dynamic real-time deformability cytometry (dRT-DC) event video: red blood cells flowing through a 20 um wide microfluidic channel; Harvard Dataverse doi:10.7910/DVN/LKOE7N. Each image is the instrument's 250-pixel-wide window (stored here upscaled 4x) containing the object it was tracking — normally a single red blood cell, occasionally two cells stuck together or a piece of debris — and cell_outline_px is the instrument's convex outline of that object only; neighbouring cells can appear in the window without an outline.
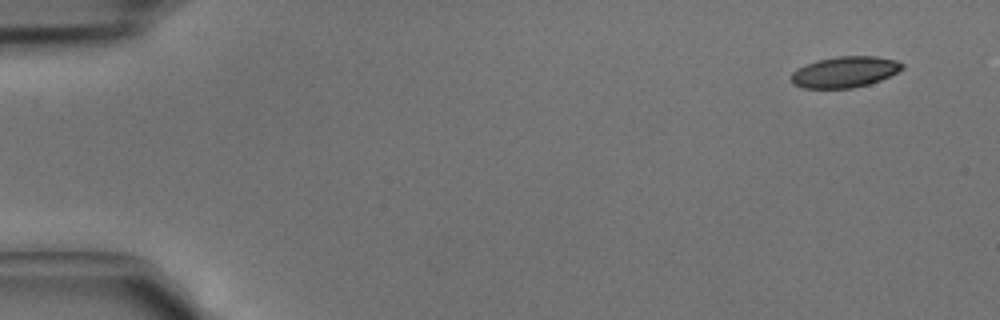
{"species": "common noctule bat (a hibernating species)", "species_latin": "Nyctalus noctula", "temperature_condition": "cold", "stored_images_in_passage": 5, "camera_frame_rate_fps": 3000, "um_per_image_px": 0.085, "animal": {"sex": "male", "body_mass_g": 15.6}, "frame": {"image": 1, "passage_image": 1, "time_ms": 0.0, "image_size_px": [1000, 320], "cell_outline_px": [[904, 68], [880, 80], [868, 84], [852, 88], [804, 88], [792, 84], [792, 72], [804, 64], [816, 60], [836, 56], [876, 56], [896, 60], [904, 64]], "centroid_in_image_um": [71.79, 6.1], "position_along_channel_um": 13.2, "area_um2": 20.06}}
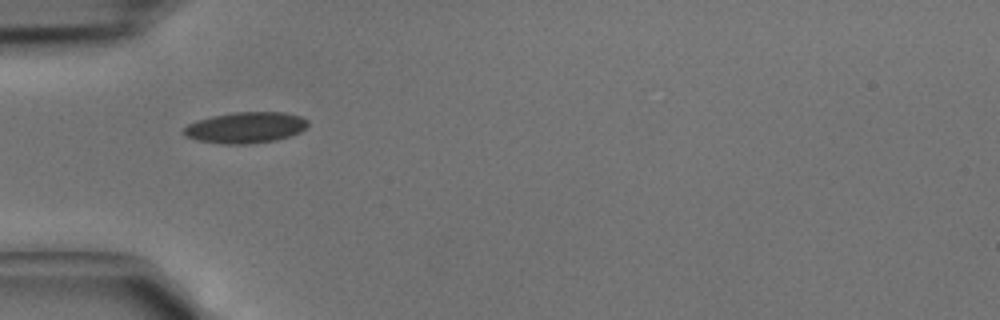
{"frame": {"image": 2, "passage_image": 4, "time_ms": 1.0, "image_size_px": [1000, 320], "cell_outline_px": [[308, 124], [300, 132], [276, 140], [244, 144], [228, 144], [200, 140], [184, 136], [180, 132], [188, 124], [196, 120], [212, 116], [236, 112], [284, 112], [300, 116], [308, 120]], "centroid_in_image_um": [20.85, 10.83], "position_along_channel_um": 64.1, "area_um2": 22.31}}